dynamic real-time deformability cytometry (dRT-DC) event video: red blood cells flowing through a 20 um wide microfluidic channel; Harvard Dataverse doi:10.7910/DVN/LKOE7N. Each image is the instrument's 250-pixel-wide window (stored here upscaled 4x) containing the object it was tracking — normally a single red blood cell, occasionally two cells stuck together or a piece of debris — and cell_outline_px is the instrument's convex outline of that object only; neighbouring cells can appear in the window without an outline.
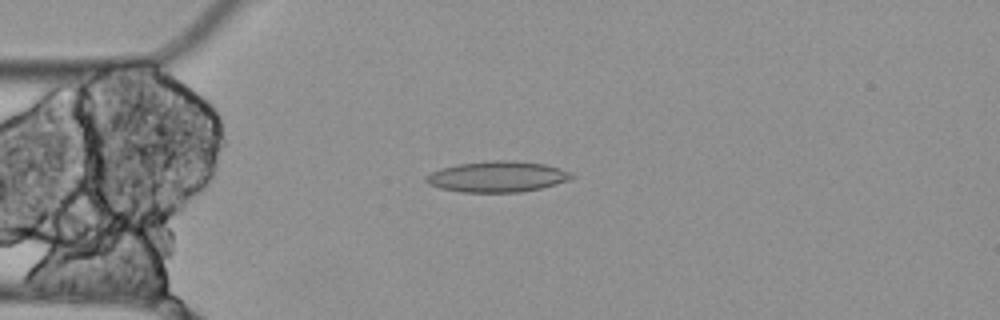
{"species": "Egyptian fruit bat (a non-hibernating species)", "species_latin": "Rousettus aegyptiacus", "temperature_condition": "cold", "stored_images_in_passage": 5, "camera_frame_rate_fps": 3000, "um_per_image_px": 0.085, "animal": {"sex": "female"}, "frame": {"image": 1, "passage_image": 4, "time_ms": 1.0, "image_size_px": [1000, 320], "cell_outline_px": [[576, 176], [568, 180], [556, 184], [540, 188], [520, 192], [460, 192], [440, 188], [428, 184], [424, 180], [424, 176], [440, 168], [456, 164], [492, 160], [516, 160], [544, 164], [560, 168], [572, 172]], "centroid_in_image_um": [42.26, 15.01], "position_along_channel_um": 42.7, "area_um2": 26.41}}